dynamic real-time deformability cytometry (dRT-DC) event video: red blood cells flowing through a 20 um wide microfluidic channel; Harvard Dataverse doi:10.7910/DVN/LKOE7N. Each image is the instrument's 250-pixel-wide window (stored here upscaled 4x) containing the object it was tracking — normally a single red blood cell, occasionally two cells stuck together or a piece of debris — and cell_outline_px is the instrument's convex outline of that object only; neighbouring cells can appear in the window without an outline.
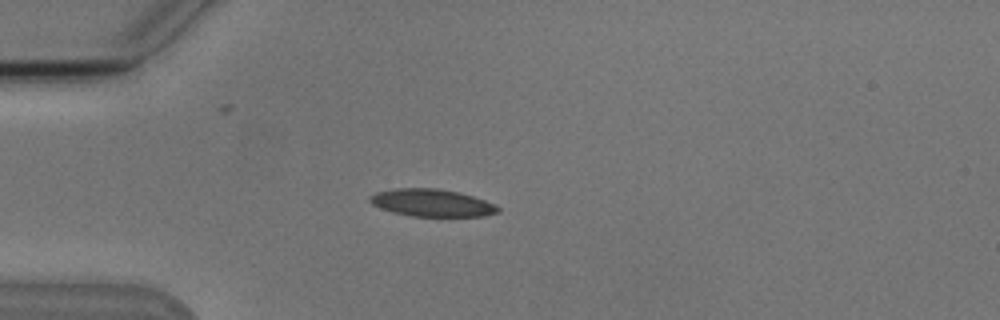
{"species": "Egyptian fruit bat (a non-hibernating species)", "species_latin": "Rousettus aegyptiacus", "temperature_condition": "cold", "stored_images_in_passage": 3, "camera_frame_rate_fps": 3000, "um_per_image_px": 0.085, "animal": {"sex": "male"}, "frame": {"image": 1, "passage_image": 3, "time_ms": 2.0, "image_size_px": [1000, 320], "cell_outline_px": [[500, 212], [484, 216], [412, 216], [392, 212], [380, 208], [372, 204], [368, 200], [368, 196], [376, 192], [396, 188], [440, 188], [472, 196], [496, 204], [500, 208]], "centroid_in_image_um": [36.69, 17.24], "position_along_channel_um": 48.3, "area_um2": 20.52}}